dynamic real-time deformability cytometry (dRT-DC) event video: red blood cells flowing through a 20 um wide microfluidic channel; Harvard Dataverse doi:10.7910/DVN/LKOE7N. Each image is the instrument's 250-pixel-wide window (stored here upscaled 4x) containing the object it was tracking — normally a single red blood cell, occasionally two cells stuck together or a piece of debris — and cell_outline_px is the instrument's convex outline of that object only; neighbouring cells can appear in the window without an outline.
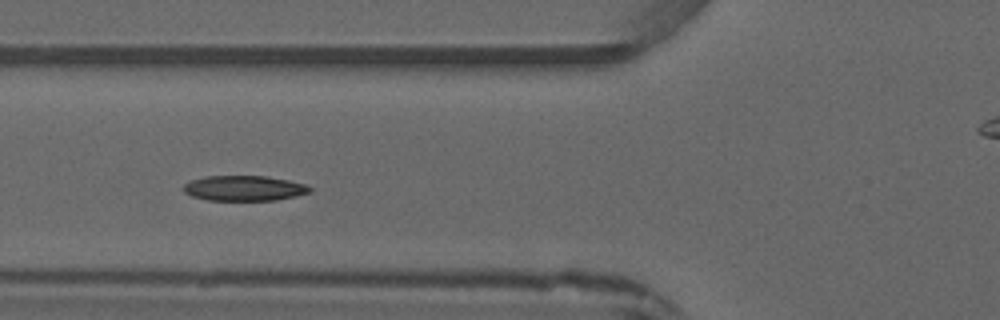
{"species": "common noctule bat (a hibernating species)", "species_latin": "Nyctalus noctula", "temperature_condition": "warm", "stored_images_in_passage": 4, "camera_frame_rate_fps": 3000, "um_per_image_px": 0.085, "animal": {"sex": "male", "forearm_length_mm": 52.5}, "frame": {"image": 1, "passage_image": 4, "time_ms": 3.333, "image_size_px": [1000, 320], "cell_outline_px": [[312, 192], [296, 196], [276, 200], [208, 200], [192, 196], [184, 192], [184, 184], [192, 180], [204, 176], [268, 176], [288, 180], [304, 184], [312, 188]], "centroid_in_image_um": [20.77, 16.0], "position_along_channel_um": 105.0, "area_um2": 18.55}}